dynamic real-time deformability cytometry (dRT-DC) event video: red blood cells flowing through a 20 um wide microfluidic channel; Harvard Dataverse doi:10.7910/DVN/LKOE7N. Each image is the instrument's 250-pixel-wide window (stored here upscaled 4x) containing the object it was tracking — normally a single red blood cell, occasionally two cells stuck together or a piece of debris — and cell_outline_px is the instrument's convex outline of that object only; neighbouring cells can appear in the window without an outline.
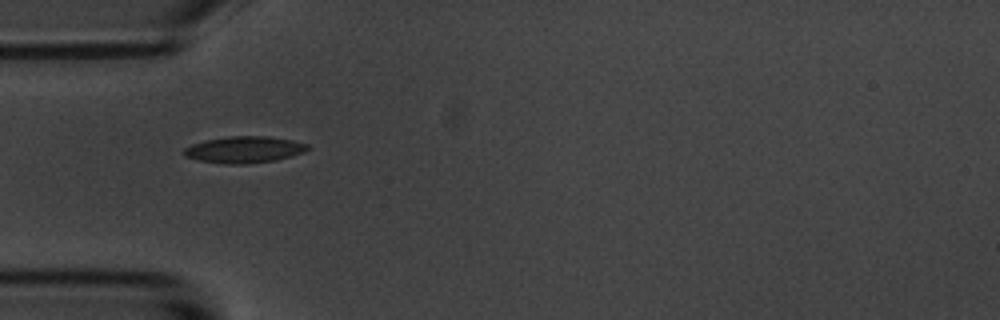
{"species": "common noctule bat (a hibernating species)", "species_latin": "Nyctalus noctula", "temperature_condition": "room temperature", "stored_images_in_passage": 2, "camera_frame_rate_fps": 3000, "um_per_image_px": 0.085, "animal": {"sex": "male", "body_mass_g": 20.1, "forearm_length_mm": 53.5}, "frame": {"image": 1, "passage_image": 1, "time_ms": 0.0, "image_size_px": [1000, 320], "cell_outline_px": [[312, 148], [304, 152], [292, 156], [276, 160], [244, 164], [228, 164], [200, 160], [184, 156], [184, 148], [192, 144], [208, 140], [228, 136], [268, 136], [292, 140], [308, 144]], "centroid_in_image_um": [20.81, 12.71], "position_along_channel_um": 64.2, "area_um2": 19.07}}